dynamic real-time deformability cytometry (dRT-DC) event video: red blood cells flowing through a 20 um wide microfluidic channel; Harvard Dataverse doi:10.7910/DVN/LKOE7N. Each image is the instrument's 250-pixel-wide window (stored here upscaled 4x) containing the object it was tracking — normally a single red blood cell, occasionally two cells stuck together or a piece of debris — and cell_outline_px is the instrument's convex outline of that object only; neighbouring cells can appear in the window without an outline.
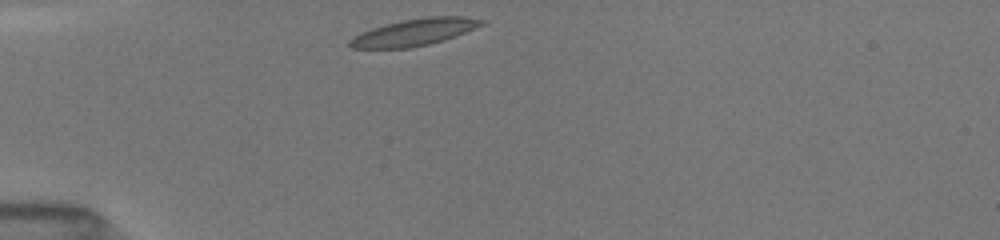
{"species": "common noctule bat (a hibernating species)", "species_latin": "Nyctalus noctula", "temperature_condition": "room temperature", "stored_images_in_passage": 38, "camera_frame_rate_fps": 3000, "um_per_image_px": 0.085, "animal": {"sex": "female", "body_mass_g": 19.5, "forearm_length_mm": 54.1}, "frame": {"image": 1, "passage_image": 1, "time_ms": 0.0, "image_size_px": [1000, 240], "cell_outline_px": [[488, 20], [484, 24], [444, 40], [428, 44], [408, 48], [352, 48], [348, 44], [348, 40], [372, 28], [384, 24], [404, 20], [428, 16], [464, 16]], "centroid_in_image_um": [35.25, 2.73], "position_along_channel_um": 49.7, "area_um2": 20.4}}
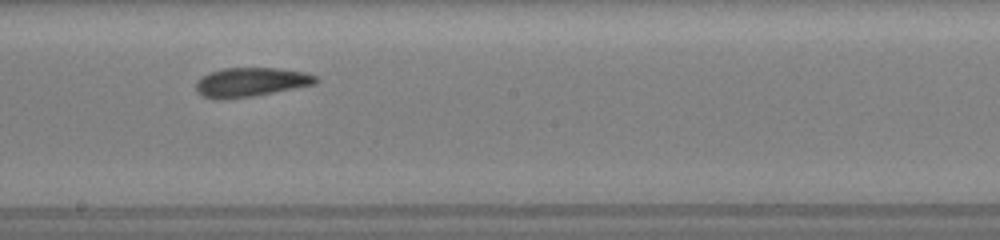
{"frame": {"image": 2, "passage_image": 16, "time_ms": 5.0, "image_size_px": [1000, 240], "cell_outline_px": [[320, 80], [316, 84], [252, 96], [220, 100], [216, 100], [204, 96], [196, 92], [196, 80], [200, 76], [208, 72], [224, 68], [276, 68], [304, 72], [316, 76]], "centroid_in_image_um": [21.28, 6.98], "position_along_channel_um": 226.9, "area_um2": 20.46}}
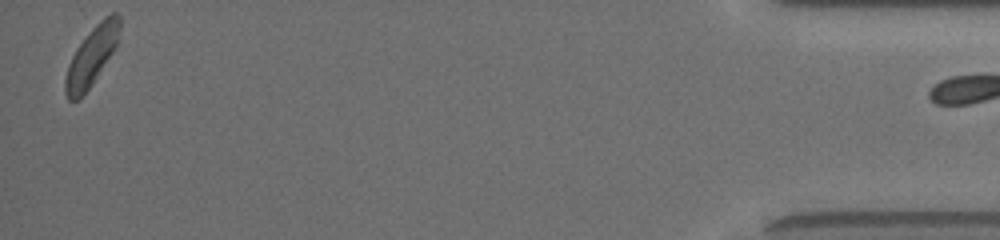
{"frame": {"image": 3, "passage_image": 37, "time_ms": 12.0, "image_size_px": [1000, 240], "cell_outline_px": [[120, 28], [116, 44], [112, 52], [92, 84], [76, 100], [68, 100], [64, 92], [64, 80], [68, 64], [76, 48], [92, 28], [104, 16], [112, 12], [116, 12], [120, 16]], "centroid_in_image_um": [7.77, 4.75], "position_along_channel_um": 427.4, "area_um2": 18.26}}